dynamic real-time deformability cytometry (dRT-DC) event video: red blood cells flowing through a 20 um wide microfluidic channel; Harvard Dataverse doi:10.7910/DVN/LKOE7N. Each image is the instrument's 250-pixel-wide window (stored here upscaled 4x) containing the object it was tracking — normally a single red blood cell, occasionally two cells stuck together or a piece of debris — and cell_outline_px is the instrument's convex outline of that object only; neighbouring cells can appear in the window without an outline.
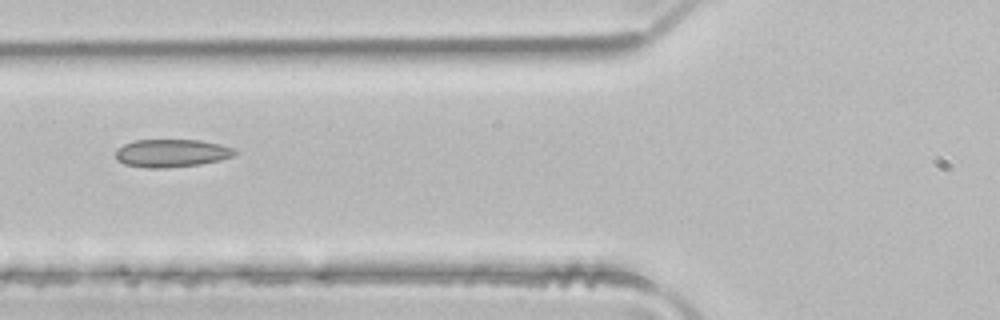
{"species": "common noctule bat (a hibernating species)", "species_latin": "Nyctalus noctula", "temperature_condition": "room temperature", "stored_images_in_passage": 5, "camera_frame_rate_fps": 3000, "um_per_image_px": 0.085, "animal": {"sex": "male", "body_mass_g": 21.5, "forearm_length_mm": 52.0}, "frame": {"image": 1, "passage_image": 5, "time_ms": 1.333, "image_size_px": [1000, 320], "cell_outline_px": [[236, 152], [232, 156], [220, 160], [200, 164], [168, 168], [144, 168], [124, 164], [116, 160], [116, 148], [132, 140], [200, 140], [220, 144], [236, 148]], "centroid_in_image_um": [14.56, 13.02], "position_along_channel_um": 111.2, "area_um2": 19.59}}